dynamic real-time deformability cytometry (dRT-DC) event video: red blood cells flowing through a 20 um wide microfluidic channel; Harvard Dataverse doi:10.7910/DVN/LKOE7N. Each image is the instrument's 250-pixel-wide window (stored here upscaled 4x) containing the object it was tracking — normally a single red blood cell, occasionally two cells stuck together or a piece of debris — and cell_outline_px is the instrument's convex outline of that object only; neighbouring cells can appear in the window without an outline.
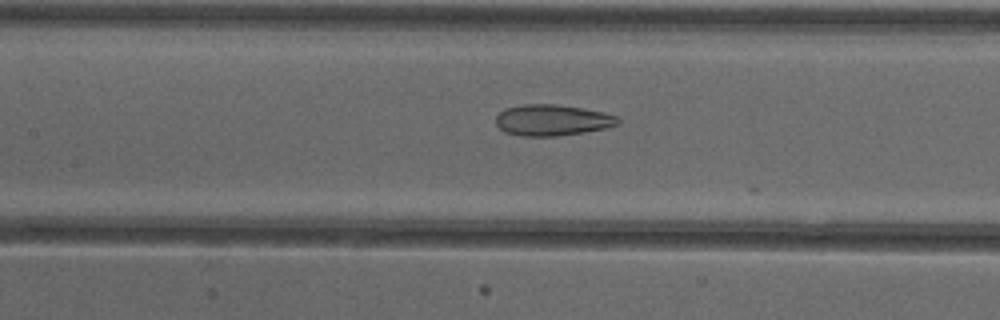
{"species": "common noctule bat (a hibernating species)", "species_latin": "Nyctalus noctula", "temperature_condition": "cold", "stored_images_in_passage": 25, "camera_frame_rate_fps": 3000, "um_per_image_px": 0.085, "animal": {"sex": "female"}, "frame": {"image": 1, "passage_image": 24, "time_ms": 7.667, "image_size_px": [1000, 320], "cell_outline_px": [[620, 124], [608, 128], [584, 132], [556, 136], [524, 136], [504, 132], [496, 124], [496, 116], [504, 108], [520, 104], [556, 104], [604, 112], [616, 116], [620, 120]], "centroid_in_image_um": [46.94, 10.21], "position_along_channel_um": 160.5, "area_um2": 22.25}}